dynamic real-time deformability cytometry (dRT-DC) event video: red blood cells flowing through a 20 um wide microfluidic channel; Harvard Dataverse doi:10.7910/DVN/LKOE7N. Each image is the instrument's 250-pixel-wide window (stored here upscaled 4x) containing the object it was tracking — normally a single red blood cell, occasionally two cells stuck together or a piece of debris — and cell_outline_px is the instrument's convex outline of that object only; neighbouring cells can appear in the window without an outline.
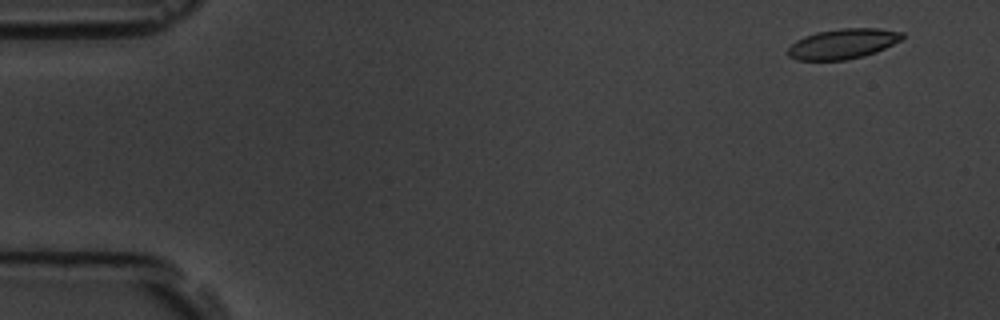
{"species": "common noctule bat (a hibernating species)", "species_latin": "Nyctalus noctula", "temperature_condition": "room temperature", "stored_images_in_passage": 4, "camera_frame_rate_fps": 3000, "um_per_image_px": 0.085, "animal": {"sex": "male", "body_mass_g": 19.5, "forearm_length_mm": 54.6}, "frame": {"image": 1, "passage_image": 1, "time_ms": 0.0, "image_size_px": [1000, 320], "cell_outline_px": [[904, 36], [900, 40], [876, 52], [864, 56], [844, 60], [796, 60], [788, 56], [788, 48], [796, 40], [804, 36], [816, 32], [840, 28], [876, 28], [904, 32]], "centroid_in_image_um": [71.62, 3.72], "position_along_channel_um": 13.4, "area_um2": 20.06}}
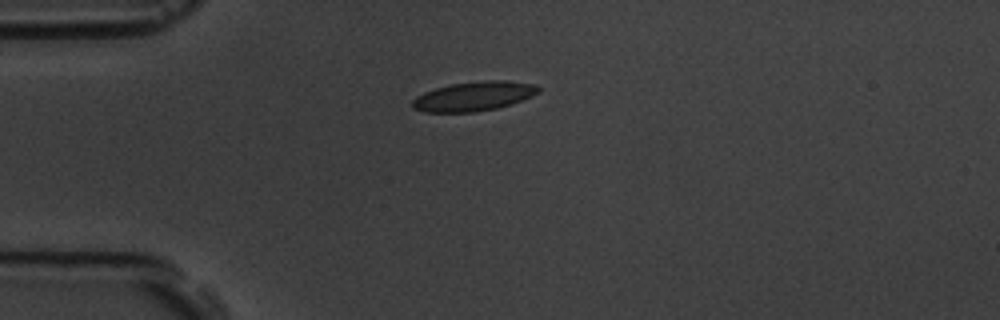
{"frame": {"image": 2, "passage_image": 4, "time_ms": 3.667, "image_size_px": [1000, 320], "cell_outline_px": [[540, 92], [532, 96], [512, 104], [496, 108], [476, 112], [424, 112], [412, 108], [412, 100], [416, 96], [424, 92], [436, 88], [452, 84], [484, 80], [504, 80], [536, 84], [540, 88]], "centroid_in_image_um": [40.29, 8.18], "position_along_channel_um": 44.7, "area_um2": 21.68}}